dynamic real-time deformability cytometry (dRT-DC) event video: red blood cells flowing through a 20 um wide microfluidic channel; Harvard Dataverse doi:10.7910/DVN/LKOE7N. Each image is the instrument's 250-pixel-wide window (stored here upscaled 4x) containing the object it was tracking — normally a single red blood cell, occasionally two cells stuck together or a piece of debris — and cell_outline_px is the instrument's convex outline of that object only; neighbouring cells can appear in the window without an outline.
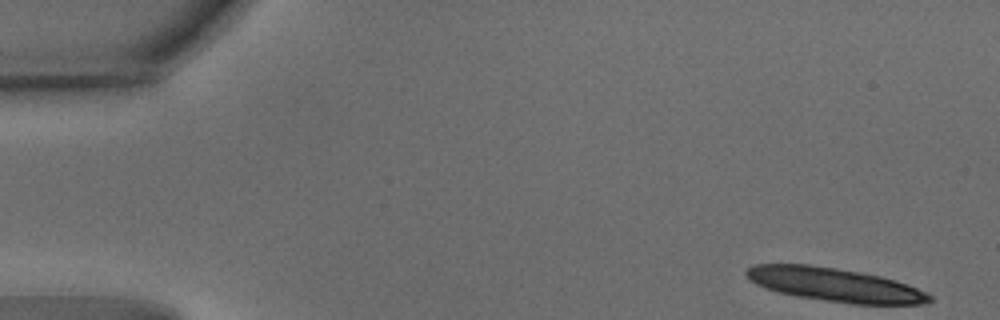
{"species": "common noctule bat (a hibernating species)", "species_latin": "Nyctalus noctula", "temperature_condition": "warm", "stored_images_in_passage": 13, "camera_frame_rate_fps": 3000, "um_per_image_px": 0.085, "animal": {"sex": "male", "body_mass_g": 15.6}, "frame": {"image": 1, "passage_image": 1, "time_ms": 0.0, "image_size_px": [1000, 320], "cell_outline_px": [[932, 300], [924, 304], [852, 304], [796, 296], [780, 292], [756, 284], [748, 280], [744, 272], [752, 264], [808, 264], [836, 268], [860, 272], [880, 276], [908, 284], [928, 292], [932, 296]], "centroid_in_image_um": [70.97, 24.2], "position_along_channel_um": 14.0, "area_um2": 35.89}}